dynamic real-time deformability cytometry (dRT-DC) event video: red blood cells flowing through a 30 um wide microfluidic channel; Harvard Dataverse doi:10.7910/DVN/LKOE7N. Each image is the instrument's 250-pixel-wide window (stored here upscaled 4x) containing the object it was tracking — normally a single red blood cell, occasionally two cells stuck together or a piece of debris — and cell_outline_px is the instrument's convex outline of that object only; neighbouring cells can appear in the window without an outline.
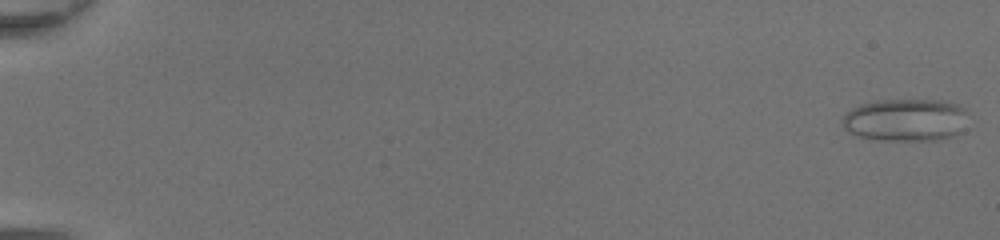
{"species": "common noctule bat (a hibernating species)", "species_latin": "Nyctalus noctula", "temperature_condition": "room temperature", "stored_images_in_passage": 18, "camera_frame_rate_fps": 3000, "um_per_image_px": 0.085, "animal": {"sex": "female", "body_mass_g": 20.0, "forearm_length_mm": 54.0}, "frame": {"image": 1, "passage_image": 1, "time_ms": 0.0, "image_size_px": [1000, 240], "cell_outline_px": [[964, 132], [952, 136], [936, 140], [876, 140], [860, 136], [848, 132], [844, 128], [840, 120], [844, 112], [860, 104], [876, 100], [940, 100], [956, 104], [964, 108]], "centroid_in_image_um": [76.91, 10.2], "position_along_channel_um": 8.1, "area_um2": 31.39}}